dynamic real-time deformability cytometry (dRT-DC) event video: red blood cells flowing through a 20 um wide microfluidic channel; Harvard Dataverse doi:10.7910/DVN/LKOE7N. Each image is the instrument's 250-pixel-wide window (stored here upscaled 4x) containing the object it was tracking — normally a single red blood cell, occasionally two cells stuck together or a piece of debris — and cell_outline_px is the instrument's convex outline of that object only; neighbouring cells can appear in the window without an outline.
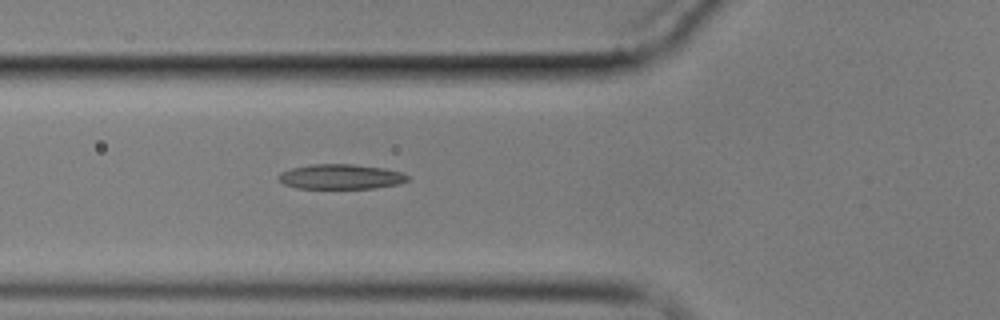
{"species": "common noctule bat (a hibernating species)", "species_latin": "Nyctalus noctula", "temperature_condition": "cold", "stored_images_in_passage": 6, "segment_of_instrument_passage": [1, 2], "camera_frame_rate_fps": 3000, "um_per_image_px": 0.085, "animal": {"sex": "male", "body_mass_g": 17.9}, "frame": {"image": 1, "passage_image": 5, "time_ms": 4.667, "image_size_px": [1000, 320], "cell_outline_px": [[412, 176], [408, 180], [400, 184], [372, 188], [296, 188], [284, 184], [276, 176], [280, 172], [292, 168], [312, 164], [352, 164], [384, 168], [404, 172]], "centroid_in_image_um": [29.01, 15.01], "position_along_channel_um": 96.8, "area_um2": 18.9}}